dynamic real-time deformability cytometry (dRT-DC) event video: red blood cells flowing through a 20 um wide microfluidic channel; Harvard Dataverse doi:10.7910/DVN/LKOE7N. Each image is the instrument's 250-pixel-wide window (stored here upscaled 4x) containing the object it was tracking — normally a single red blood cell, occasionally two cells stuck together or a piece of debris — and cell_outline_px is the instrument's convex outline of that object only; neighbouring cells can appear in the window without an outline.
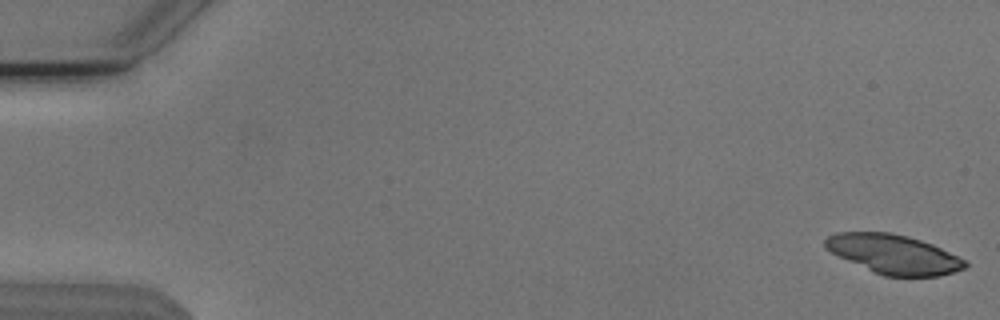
{"species": "Egyptian fruit bat (a non-hibernating species)", "species_latin": "Rousettus aegyptiacus", "temperature_condition": "cold", "stored_images_in_passage": 53, "segment_of_instrument_passage": [1, 2], "camera_frame_rate_fps": 3000, "um_per_image_px": 0.085, "animal": {"sex": "male"}, "frame": {"image": 1, "passage_image": 1, "time_ms": 0.0, "image_size_px": [1000, 320], "cell_outline_px": [[968, 264], [964, 268], [940, 276], [884, 276], [848, 260], [824, 248], [824, 240], [828, 236], [836, 232], [888, 232], [908, 236], [932, 244], [964, 260]], "centroid_in_image_um": [75.94, 21.59], "position_along_channel_um": 9.1, "area_um2": 31.44}}